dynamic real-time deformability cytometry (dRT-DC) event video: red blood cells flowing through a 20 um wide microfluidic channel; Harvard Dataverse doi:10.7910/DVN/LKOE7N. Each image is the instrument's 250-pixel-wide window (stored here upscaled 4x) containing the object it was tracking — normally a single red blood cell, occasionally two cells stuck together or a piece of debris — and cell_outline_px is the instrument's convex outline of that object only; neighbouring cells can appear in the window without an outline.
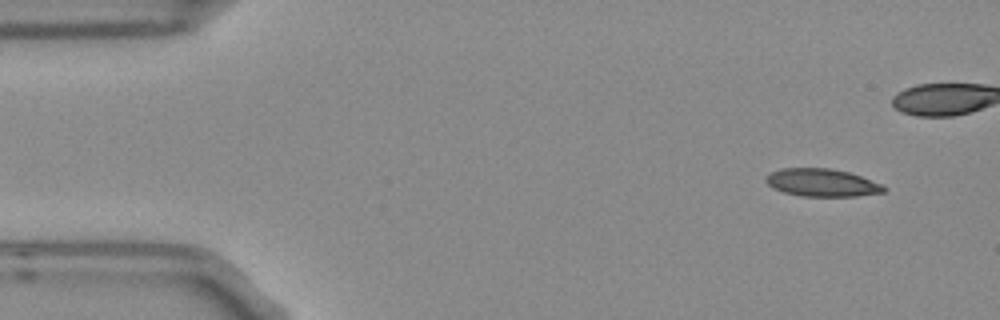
{"species": "Egyptian fruit bat (a non-hibernating species)", "species_latin": "Rousettus aegyptiacus", "temperature_condition": "room temperature", "stored_images_in_passage": 5, "camera_frame_rate_fps": 3000, "um_per_image_px": 0.085, "frame": {"image": 1, "passage_image": 1, "time_ms": 0.0, "image_size_px": [1000, 320], "cell_outline_px": [[888, 188], [884, 192], [856, 196], [800, 196], [784, 192], [772, 188], [764, 180], [764, 176], [780, 168], [832, 168], [848, 172], [860, 176], [880, 184]], "centroid_in_image_um": [69.82, 15.52], "position_along_channel_um": 15.2, "area_um2": 19.07}}
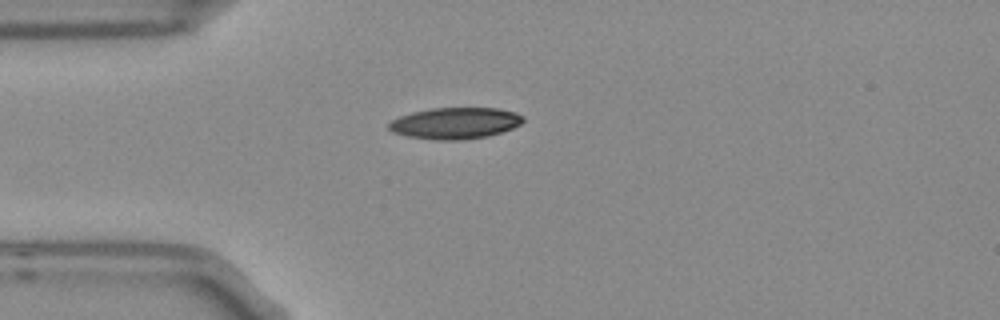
{"frame": {"image": 2, "passage_image": 5, "time_ms": 1.333, "image_size_px": [1000, 320], "cell_outline_px": [[524, 120], [520, 124], [512, 128], [488, 136], [460, 140], [436, 140], [408, 136], [392, 132], [388, 128], [388, 124], [392, 120], [400, 116], [412, 112], [432, 108], [496, 108], [516, 112], [524, 116]], "centroid_in_image_um": [38.69, 10.47], "position_along_channel_um": 46.3, "area_um2": 24.51}}